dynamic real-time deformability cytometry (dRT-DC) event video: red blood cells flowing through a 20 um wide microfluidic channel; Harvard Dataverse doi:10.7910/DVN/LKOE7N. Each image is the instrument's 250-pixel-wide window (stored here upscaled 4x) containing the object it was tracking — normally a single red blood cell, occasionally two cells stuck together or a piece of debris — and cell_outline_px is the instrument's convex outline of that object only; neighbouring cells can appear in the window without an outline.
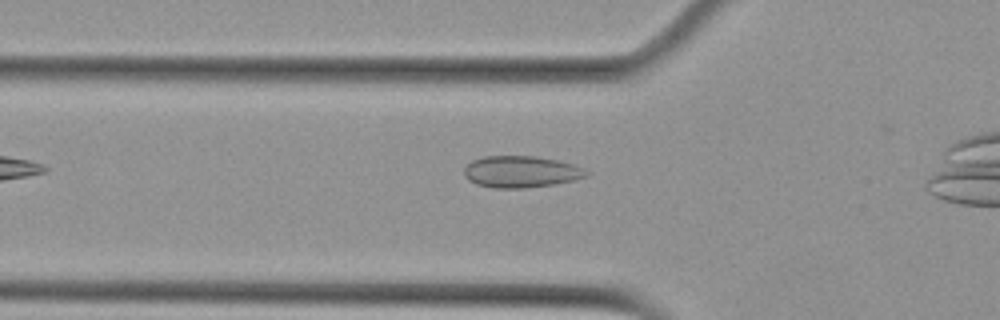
{"species": "Egyptian fruit bat (a non-hibernating species)", "species_latin": "Rousettus aegyptiacus", "temperature_condition": "cold", "stored_images_in_passage": 32, "camera_frame_rate_fps": 3000, "um_per_image_px": 0.085, "animal": {"sex": "female"}, "frame": {"image": 1, "passage_image": 2, "time_ms": 0.333, "image_size_px": [1000, 320], "cell_outline_px": [[592, 172], [588, 176], [556, 184], [524, 188], [492, 188], [476, 184], [468, 180], [464, 176], [464, 168], [472, 160], [484, 156], [536, 156], [556, 160], [572, 164], [584, 168]], "centroid_in_image_um": [44.29, 14.6], "position_along_channel_um": 81.5, "area_um2": 22.72}}
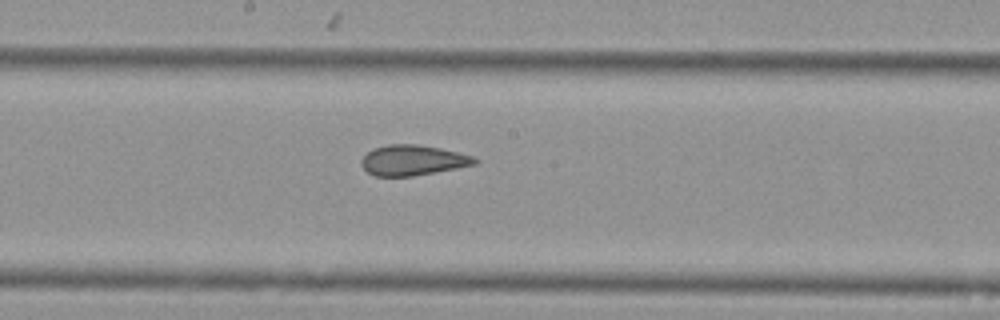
{"frame": {"image": 2, "passage_image": 13, "time_ms": 4.0, "image_size_px": [1000, 320], "cell_outline_px": [[480, 160], [476, 164], [456, 168], [412, 176], [372, 176], [360, 164], [360, 160], [372, 148], [388, 144], [420, 144], [440, 148], [472, 156]], "centroid_in_image_um": [35.06, 13.61], "position_along_channel_um": 213.1, "area_um2": 20.06}}
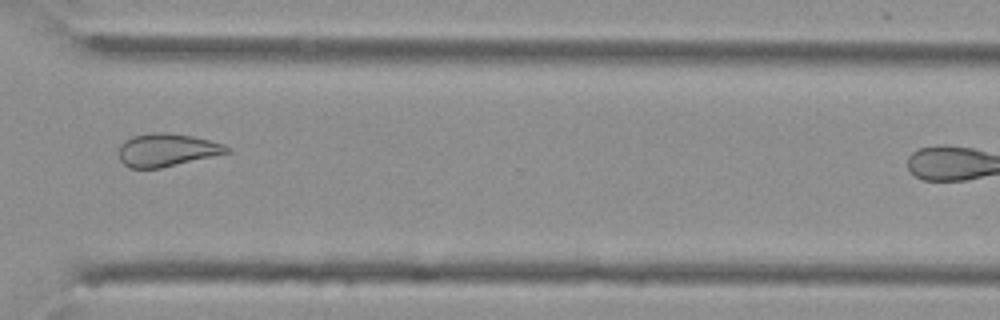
{"frame": {"image": 3, "passage_image": 25, "time_ms": 8.0, "image_size_px": [1000, 320], "cell_outline_px": [[232, 152], [160, 168], [128, 168], [120, 160], [120, 144], [124, 140], [132, 136], [152, 132], [168, 132], [192, 136], [224, 144], [232, 148]], "centroid_in_image_um": [14.2, 12.74], "position_along_channel_um": 356.4, "area_um2": 20.81}, "authors_computed_cell_mechanics": {"area_um2": 20.4323, "velocity_mm_per_s": 3.5864, "shape_relaxation_time_tau1_ms": null, "shape_relaxation_time_tau2_ms": 2.1016, "deformation_change_tau1": null, "deformation_change_tau2": 0.049}}